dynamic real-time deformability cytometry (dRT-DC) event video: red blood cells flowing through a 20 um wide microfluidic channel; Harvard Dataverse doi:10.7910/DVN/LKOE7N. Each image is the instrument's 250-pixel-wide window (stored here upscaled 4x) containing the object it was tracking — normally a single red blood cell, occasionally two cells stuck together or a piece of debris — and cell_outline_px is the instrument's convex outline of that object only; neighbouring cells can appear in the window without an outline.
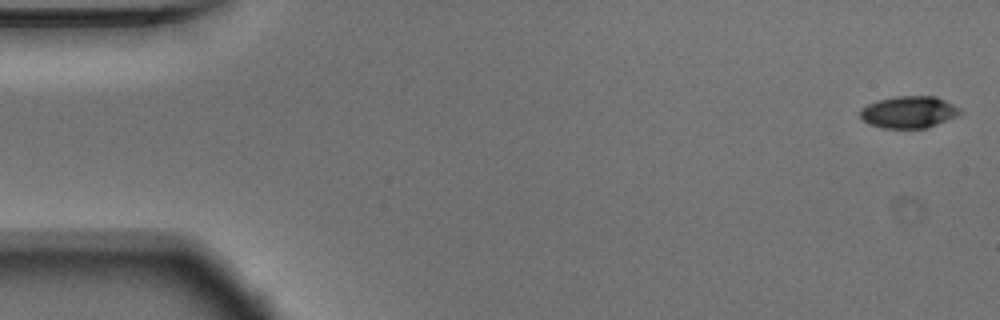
{"species": "Egyptian fruit bat (a non-hibernating species)", "species_latin": "Rousettus aegyptiacus", "temperature_condition": "warm", "stored_images_in_passage": 53, "camera_frame_rate_fps": 3000, "um_per_image_px": 0.085, "animal": {"sex": "male"}, "frame": {"image": 1, "passage_image": 1, "time_ms": 0.0, "image_size_px": [1000, 320], "cell_outline_px": [[964, 112], [960, 116], [928, 128], [884, 128], [868, 124], [860, 116], [860, 108], [876, 100], [896, 96], [936, 96], [960, 108]], "centroid_in_image_um": [77.29, 9.53], "position_along_channel_um": 7.7, "area_um2": 18.9}}
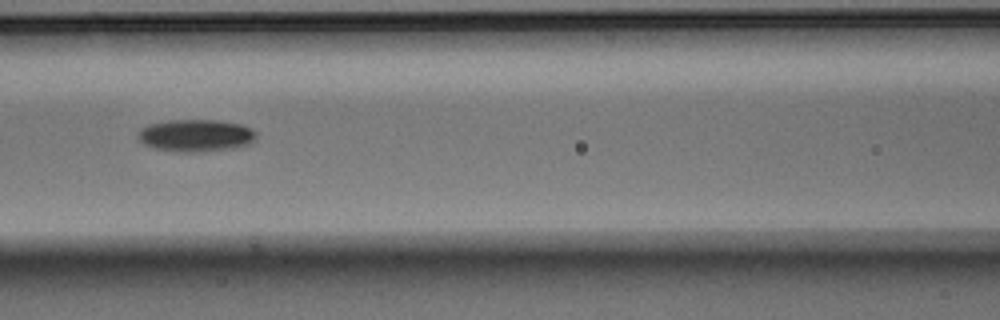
{"frame": {"image": 2, "passage_image": 23, "time_ms": 7.333, "image_size_px": [1000, 320], "cell_outline_px": [[256, 140], [248, 144], [236, 148], [196, 152], [176, 152], [152, 148], [144, 144], [140, 140], [140, 128], [152, 124], [168, 120], [216, 120], [244, 124], [252, 128], [256, 132]], "centroid_in_image_um": [16.7, 11.52], "position_along_channel_um": 149.9, "area_um2": 22.37}}
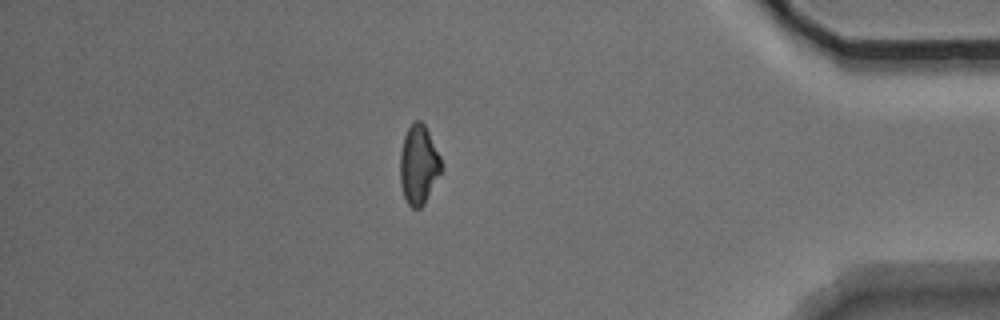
{"frame": {"image": 3, "passage_image": 46, "time_ms": 15.0, "image_size_px": [1000, 320], "cell_outline_px": [[444, 168], [424, 204], [420, 208], [412, 208], [408, 204], [404, 196], [400, 184], [400, 152], [404, 136], [408, 128], [416, 120], [420, 120], [424, 124], [440, 156]], "centroid_in_image_um": [35.59, 14.03], "position_along_channel_um": 399.6, "area_um2": 19.07}, "authors_computed_cell_mechanics": {"area_um2": 19.652, "velocity_mm_per_s": 3.7565, "shape_relaxation_time_tau1_ms": 3.8763, "shape_relaxation_time_tau2_ms": 8.6294, "deformation_change_tau1": 0.1314, "deformation_change_tau2": 0.1738}}